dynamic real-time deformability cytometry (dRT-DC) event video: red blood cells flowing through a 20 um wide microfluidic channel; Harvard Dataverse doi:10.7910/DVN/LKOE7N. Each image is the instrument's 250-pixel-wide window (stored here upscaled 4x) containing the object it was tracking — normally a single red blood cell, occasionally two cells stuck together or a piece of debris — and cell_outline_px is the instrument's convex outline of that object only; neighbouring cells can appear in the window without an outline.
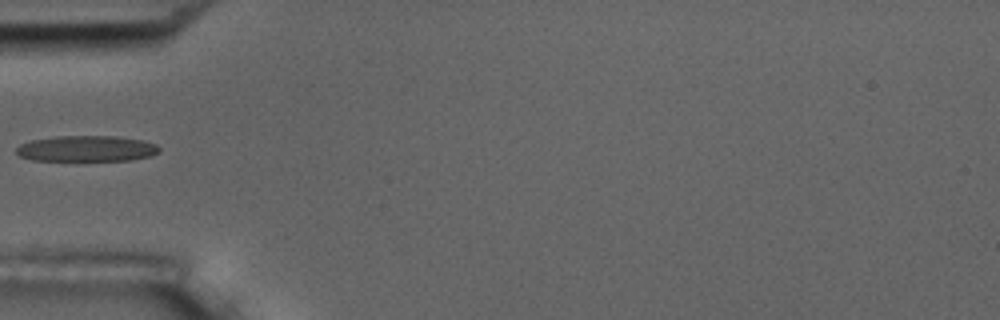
{"species": "common noctule bat (a hibernating species)", "species_latin": "Nyctalus noctula", "temperature_condition": "room temperature", "stored_images_in_passage": 20, "camera_frame_rate_fps": 3000, "um_per_image_px": 0.085, "animal": {"sex": "male", "body_mass_g": 17.5, "forearm_length_mm": 52.3}, "frame": {"image": 1, "passage_image": 1, "time_ms": 0.0, "image_size_px": [1000, 320], "cell_outline_px": [[160, 152], [152, 156], [132, 160], [32, 160], [20, 156], [16, 152], [16, 148], [20, 144], [32, 140], [56, 136], [112, 136], [144, 140], [156, 144], [160, 148]], "centroid_in_image_um": [7.4, 12.63], "position_along_channel_um": 77.6, "area_um2": 21.56}}
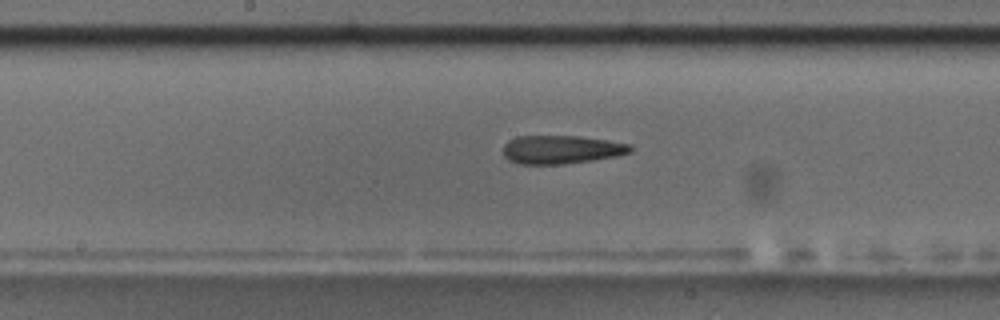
{"frame": {"image": 2, "passage_image": 11, "time_ms": 3.333, "image_size_px": [1000, 320], "cell_outline_px": [[632, 152], [616, 156], [592, 160], [564, 164], [520, 164], [508, 160], [504, 156], [504, 144], [508, 140], [516, 136], [580, 136], [608, 140], [632, 144]], "centroid_in_image_um": [47.72, 12.71], "position_along_channel_um": 200.5, "area_um2": 21.21}}
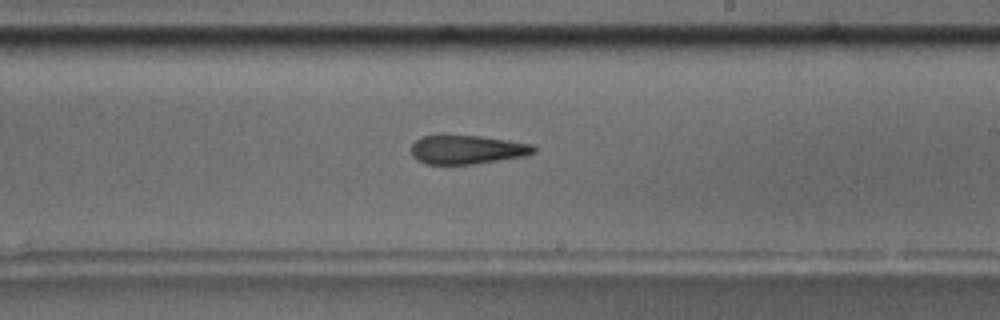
{"frame": {"image": 3, "passage_image": 15, "time_ms": 4.667, "image_size_px": [1000, 320], "cell_outline_px": [[536, 152], [528, 156], [476, 164], [428, 164], [416, 160], [412, 156], [412, 144], [420, 136], [436, 132], [440, 132], [480, 136], [508, 140], [532, 144], [536, 148]], "centroid_in_image_um": [39.67, 12.68], "position_along_channel_um": 249.3, "area_um2": 21.62}}